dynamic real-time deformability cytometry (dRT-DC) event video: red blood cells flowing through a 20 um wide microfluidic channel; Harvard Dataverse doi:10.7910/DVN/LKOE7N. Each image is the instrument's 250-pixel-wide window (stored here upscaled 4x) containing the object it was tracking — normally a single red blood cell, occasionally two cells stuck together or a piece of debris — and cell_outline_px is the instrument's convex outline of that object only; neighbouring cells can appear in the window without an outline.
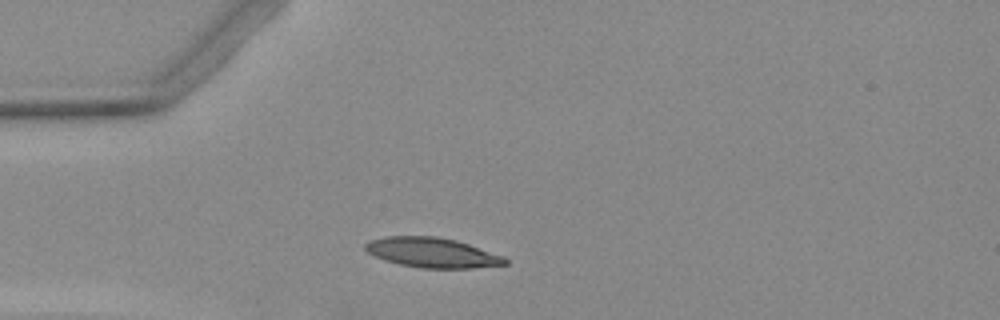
{"species": "Egyptian fruit bat (a non-hibernating species)", "species_latin": "Rousettus aegyptiacus", "temperature_condition": "warm", "stored_images_in_passage": 30, "camera_frame_rate_fps": 3000, "um_per_image_px": 0.085, "animal": {"sex": "female"}, "frame": {"image": 1, "passage_image": 1, "time_ms": 0.0, "image_size_px": [1000, 320], "cell_outline_px": [[508, 264], [472, 268], [420, 268], [400, 264], [384, 260], [368, 252], [364, 248], [364, 244], [368, 240], [388, 236], [436, 236], [456, 240], [504, 256], [508, 260]], "centroid_in_image_um": [36.73, 21.47], "position_along_channel_um": 48.3, "area_um2": 24.33}}
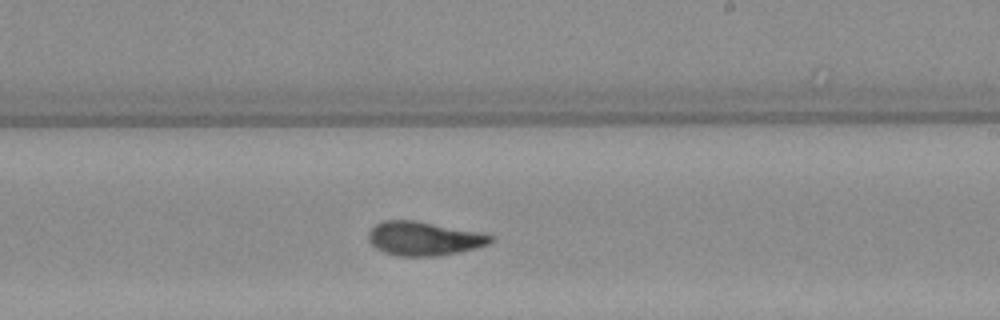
{"frame": {"image": 2, "passage_image": 18, "time_ms": 5.667, "image_size_px": [1000, 320], "cell_outline_px": [[492, 240], [488, 244], [476, 248], [436, 256], [396, 256], [384, 252], [376, 248], [368, 240], [368, 232], [376, 224], [384, 220], [412, 220], [492, 236]], "centroid_in_image_um": [35.92, 20.29], "position_along_channel_um": 253.1, "area_um2": 23.41}}
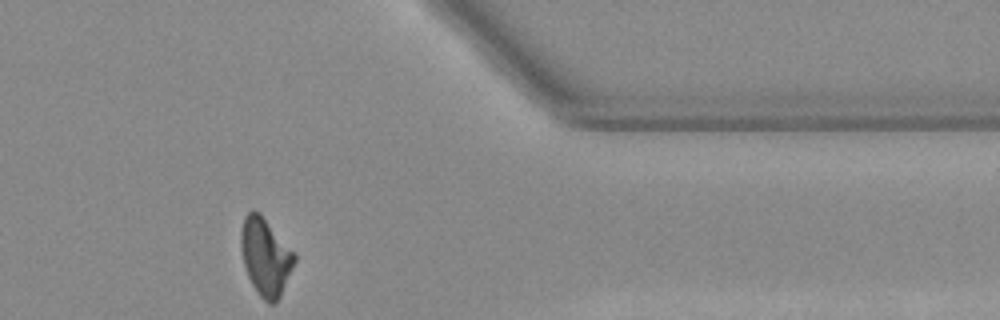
{"frame": {"image": 3, "passage_image": 30, "time_ms": 9.667, "image_size_px": [1000, 320], "cell_outline_px": [[296, 260], [280, 296], [276, 304], [268, 304], [256, 292], [248, 276], [244, 264], [240, 244], [240, 232], [244, 216], [248, 212], [260, 212], [296, 256]], "centroid_in_image_um": [22.55, 21.85], "position_along_channel_um": 388.9, "area_um2": 23.87}}